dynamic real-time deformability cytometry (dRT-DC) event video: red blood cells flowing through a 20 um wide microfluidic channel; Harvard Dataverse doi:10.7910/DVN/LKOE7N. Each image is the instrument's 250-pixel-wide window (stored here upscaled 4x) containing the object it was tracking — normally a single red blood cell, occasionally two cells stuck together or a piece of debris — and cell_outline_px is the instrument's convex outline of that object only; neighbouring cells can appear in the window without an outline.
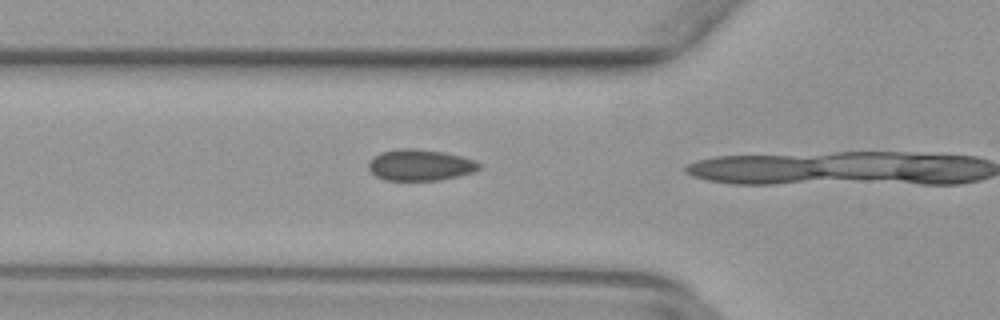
{"species": "common noctule bat (a hibernating species)", "species_latin": "Nyctalus noctula", "temperature_condition": "warm", "stored_images_in_passage": 11, "camera_frame_rate_fps": 3000, "um_per_image_px": 0.085, "animal": {"sex": "female", "body_mass_g": 29.2, "forearm_length_mm": 56.3}, "frame": {"image": 1, "passage_image": 10, "time_ms": 3.0, "image_size_px": [1000, 320], "cell_outline_px": [[480, 168], [476, 172], [440, 180], [384, 180], [376, 176], [368, 168], [368, 164], [380, 152], [400, 148], [412, 148], [444, 152], [476, 160], [480, 164]], "centroid_in_image_um": [35.74, 14.03], "position_along_channel_um": 90.1, "area_um2": 20.11}}